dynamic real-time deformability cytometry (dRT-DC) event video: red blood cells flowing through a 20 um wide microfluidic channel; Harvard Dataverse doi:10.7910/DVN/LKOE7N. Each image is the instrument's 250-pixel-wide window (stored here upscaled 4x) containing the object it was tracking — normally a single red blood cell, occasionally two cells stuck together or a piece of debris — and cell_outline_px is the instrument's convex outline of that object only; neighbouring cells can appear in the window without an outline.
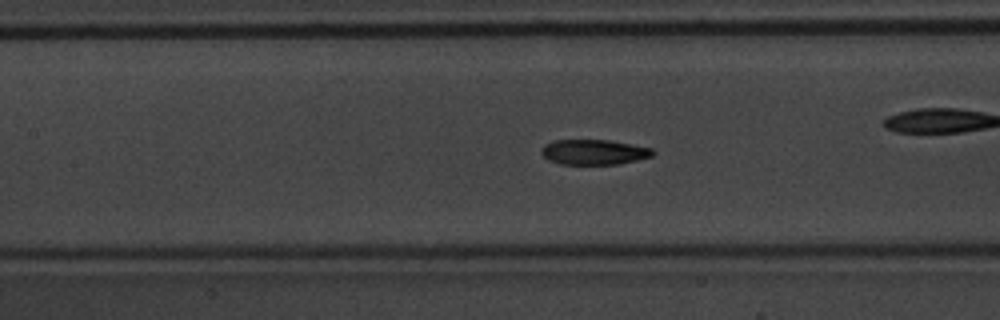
{"species": "common noctule bat (a hibernating species)", "species_latin": "Nyctalus noctula", "temperature_condition": "warm", "stored_images_in_passage": 49, "camera_frame_rate_fps": 3000, "um_per_image_px": 0.085, "animal": {"sex": "male", "body_mass_g": 20.1, "forearm_length_mm": 53.5}, "frame": {"image": 1, "passage_image": 22, "time_ms": 7.0, "image_size_px": [1000, 320], "cell_outline_px": [[656, 152], [652, 156], [620, 164], [560, 164], [548, 160], [540, 152], [544, 144], [552, 140], [608, 140], [652, 148]], "centroid_in_image_um": [50.46, 12.92], "position_along_channel_um": 156.9, "area_um2": 16.36}, "authors_computed_cell_mechanics": {"area_um2": 16.6464, "velocity_mm_per_s": 4.1325, "shape_relaxation_time_tau1_ms": 3.2986, "shape_relaxation_time_tau2_ms": 2.0908, "deformation_change_tau1": 0.1439, "deformation_change_tau2": 0.0789}}